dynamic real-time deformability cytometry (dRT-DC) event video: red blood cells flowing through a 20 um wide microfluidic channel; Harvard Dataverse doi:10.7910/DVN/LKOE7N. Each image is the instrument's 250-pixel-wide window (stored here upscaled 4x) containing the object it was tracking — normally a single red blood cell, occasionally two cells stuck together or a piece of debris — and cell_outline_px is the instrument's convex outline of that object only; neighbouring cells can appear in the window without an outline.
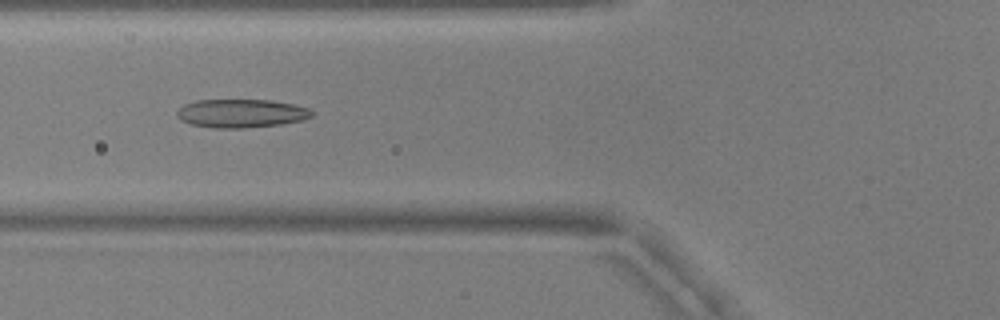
{"species": "common noctule bat (a hibernating species)", "species_latin": "Nyctalus noctula", "temperature_condition": "warm", "stored_images_in_passage": 51, "camera_frame_rate_fps": 3000, "um_per_image_px": 0.085, "animal": {"sex": "male", "body_mass_g": 17.9, "forearm_length_mm": 54.2}, "frame": {"image": 1, "passage_image": 18, "time_ms": 5.667, "image_size_px": [1000, 320], "cell_outline_px": [[312, 116], [304, 120], [280, 124], [244, 128], [212, 128], [192, 124], [180, 120], [176, 116], [176, 112], [184, 104], [196, 100], [272, 100], [292, 104], [308, 108], [312, 112]], "centroid_in_image_um": [20.48, 9.63], "position_along_channel_um": 105.3, "area_um2": 22.37}}
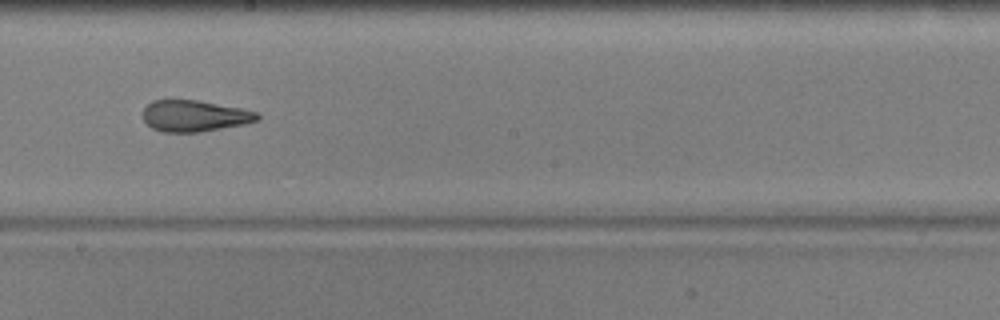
{"frame": {"image": 2, "passage_image": 28, "time_ms": 9.0, "image_size_px": [1000, 320], "cell_outline_px": [[260, 120], [244, 124], [200, 132], [164, 132], [152, 128], [144, 120], [144, 108], [152, 100], [196, 100], [240, 108], [256, 112], [260, 116]], "centroid_in_image_um": [16.54, 9.85], "position_along_channel_um": 231.7, "area_um2": 20.69}}
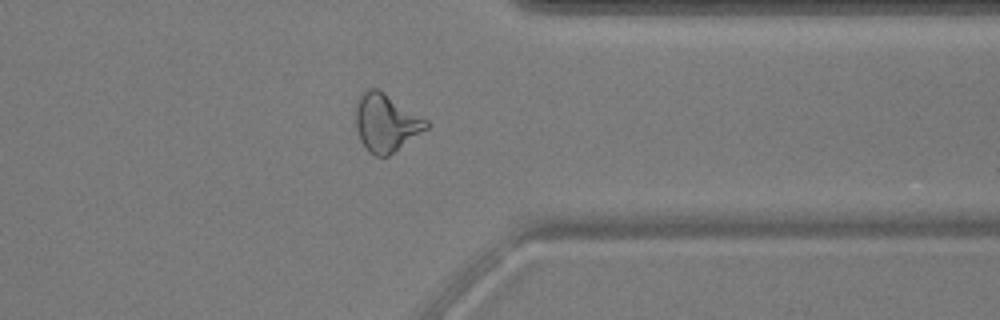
{"frame": {"image": 3, "passage_image": 40, "time_ms": 13.0, "image_size_px": [1000, 320], "cell_outline_px": [[428, 128], [388, 156], [376, 156], [368, 152], [360, 140], [356, 128], [356, 104], [360, 92], [368, 88], [376, 88], [384, 92], [428, 120]], "centroid_in_image_um": [32.79, 10.42], "position_along_channel_um": 378.6, "area_um2": 23.76}, "authors_computed_cell_mechanics": {"area_um2": 22.542, "velocity_mm_per_s": 3.7853, "shape_relaxation_time_tau1_ms": 11.3363, "shape_relaxation_time_tau2_ms": 2.3056, "deformation_change_tau1": 0.2782, "deformation_change_tau2": 0.1043}}